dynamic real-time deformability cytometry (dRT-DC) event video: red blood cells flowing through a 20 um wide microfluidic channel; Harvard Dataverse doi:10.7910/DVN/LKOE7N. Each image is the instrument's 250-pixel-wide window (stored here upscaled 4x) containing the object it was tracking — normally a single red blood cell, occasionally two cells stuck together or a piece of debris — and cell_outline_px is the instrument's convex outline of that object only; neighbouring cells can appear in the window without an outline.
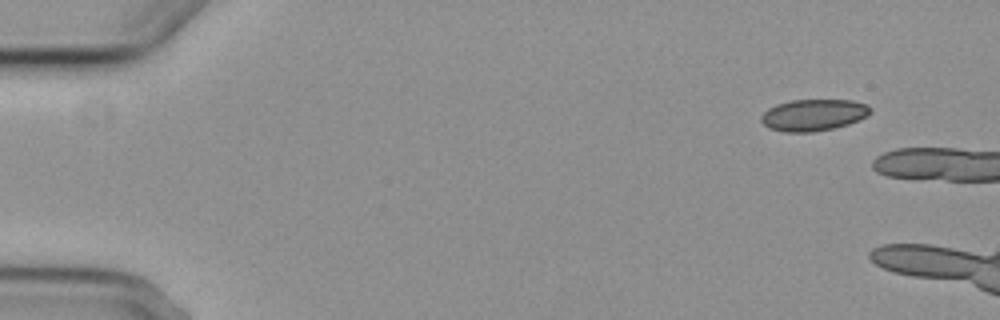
{"species": "common noctule bat (a hibernating species)", "species_latin": "Nyctalus noctula", "temperature_condition": "cold", "stored_images_in_passage": 2, "camera_frame_rate_fps": 3000, "um_per_image_px": 0.085, "animal": {"sex": "female", "body_mass_g": 29.2, "forearm_length_mm": 56.3}, "frame": {"image": 1, "passage_image": 1, "time_ms": 0.0, "image_size_px": [1000, 320], "cell_outline_px": [[872, 112], [848, 124], [832, 128], [812, 132], [784, 132], [768, 128], [760, 120], [760, 116], [768, 108], [776, 104], [792, 100], [852, 100], [868, 104], [872, 108]], "centroid_in_image_um": [69.12, 9.76], "position_along_channel_um": 15.9, "area_um2": 20.11}}